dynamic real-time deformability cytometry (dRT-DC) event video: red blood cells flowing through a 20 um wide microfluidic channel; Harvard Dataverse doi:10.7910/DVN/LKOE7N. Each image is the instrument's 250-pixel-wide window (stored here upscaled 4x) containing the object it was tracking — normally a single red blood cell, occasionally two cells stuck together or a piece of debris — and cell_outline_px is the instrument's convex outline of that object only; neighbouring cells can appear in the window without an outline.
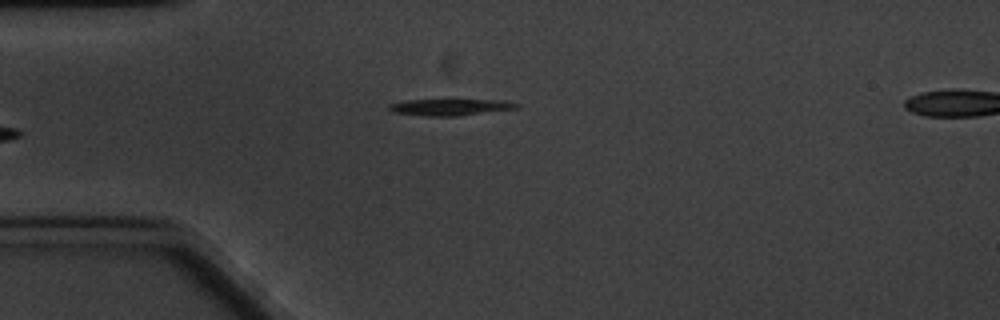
{"species": "common noctule bat (a hibernating species)", "species_latin": "Nyctalus noctula", "temperature_condition": "cold", "stored_images_in_passage": 10, "camera_frame_rate_fps": 3000, "um_per_image_px": 0.085, "animal": {"sex": "male", "body_mass_g": 20.1, "forearm_length_mm": 53.5}, "frame": {"image": 1, "passage_image": 5, "time_ms": 5.333, "image_size_px": [1000, 320], "cell_outline_px": [[520, 108], [456, 116], [424, 116], [392, 112], [388, 108], [388, 104], [408, 100], [504, 100], [520, 104]], "centroid_in_image_um": [38.28, 9.11], "position_along_channel_um": 46.7, "area_um2": 12.25}}
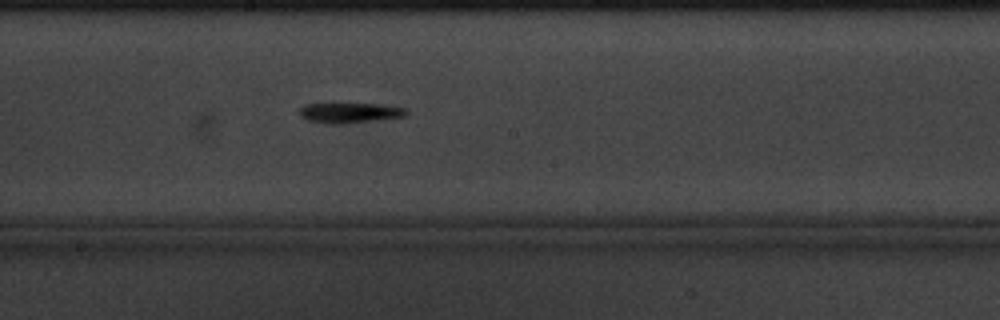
{"frame": {"image": 2, "passage_image": 10, "time_ms": 11.0, "image_size_px": [1000, 320], "cell_outline_px": [[412, 112], [408, 116], [344, 124], [328, 124], [308, 120], [300, 116], [296, 112], [304, 104], [332, 100], [384, 104], [408, 108]], "centroid_in_image_um": [29.72, 9.52], "position_along_channel_um": 218.5, "area_um2": 14.1}}